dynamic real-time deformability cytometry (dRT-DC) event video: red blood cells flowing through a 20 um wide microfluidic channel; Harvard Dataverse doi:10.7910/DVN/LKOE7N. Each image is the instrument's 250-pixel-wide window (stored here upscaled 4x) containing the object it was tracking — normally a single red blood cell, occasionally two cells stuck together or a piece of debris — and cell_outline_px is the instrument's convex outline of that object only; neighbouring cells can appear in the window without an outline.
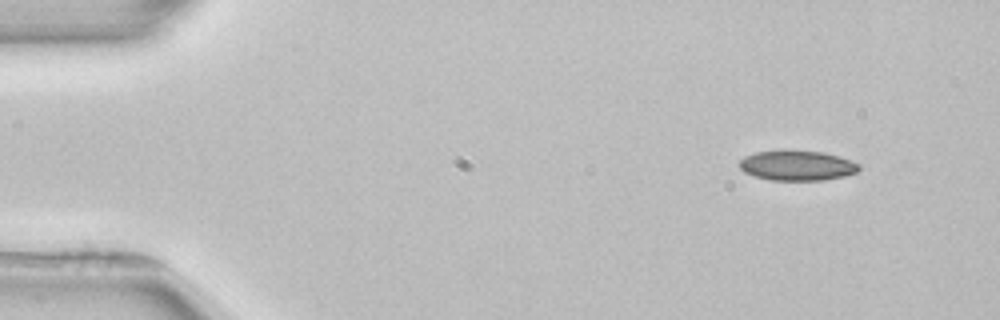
{"species": "common noctule bat (a hibernating species)", "species_latin": "Nyctalus noctula", "temperature_condition": "room temperature", "stored_images_in_passage": 3, "camera_frame_rate_fps": 3000, "um_per_image_px": 0.085, "animal": {"sex": "female", "body_mass_g": 22.7, "forearm_length_mm": 54.2}, "frame": {"image": 1, "passage_image": 1, "time_ms": 0.0, "image_size_px": [1000, 320], "cell_outline_px": [[860, 168], [856, 172], [844, 176], [824, 180], [772, 180], [756, 176], [744, 172], [740, 168], [740, 160], [744, 156], [756, 152], [784, 148], [824, 152], [860, 164]], "centroid_in_image_um": [67.72, 14.04], "position_along_channel_um": 17.3, "area_um2": 21.21}}